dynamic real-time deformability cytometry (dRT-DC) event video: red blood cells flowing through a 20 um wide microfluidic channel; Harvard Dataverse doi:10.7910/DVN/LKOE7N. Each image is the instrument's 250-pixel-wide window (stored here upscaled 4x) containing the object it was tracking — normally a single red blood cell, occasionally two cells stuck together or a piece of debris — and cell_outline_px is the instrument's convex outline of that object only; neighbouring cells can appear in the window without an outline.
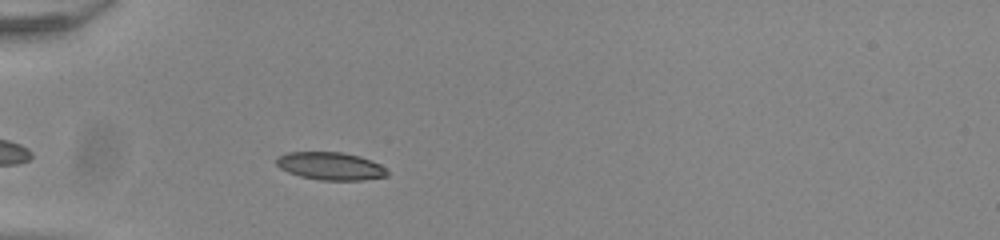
{"species": "common noctule bat (a hibernating species)", "species_latin": "Nyctalus noctula", "temperature_condition": "room temperature", "stored_images_in_passage": 41, "camera_frame_rate_fps": 3000, "um_per_image_px": 0.085, "animal": {"sex": "male", "body_mass_g": 20.0, "forearm_length_mm": 53.3}, "frame": {"image": 1, "passage_image": 5, "time_ms": 1.333, "image_size_px": [1000, 240], "cell_outline_px": [[388, 176], [364, 180], [320, 180], [300, 176], [288, 172], [280, 168], [276, 164], [276, 156], [288, 152], [340, 152], [360, 156], [380, 164], [388, 172]], "centroid_in_image_um": [28.07, 14.11], "position_along_channel_um": 56.9, "area_um2": 17.98}}
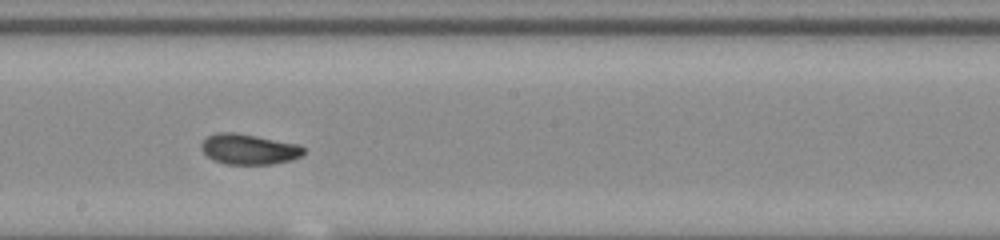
{"frame": {"image": 2, "passage_image": 19, "time_ms": 6.0, "image_size_px": [1000, 240], "cell_outline_px": [[304, 152], [300, 156], [292, 160], [272, 164], [224, 164], [212, 160], [200, 148], [200, 144], [208, 136], [216, 132], [236, 132], [300, 144], [304, 148]], "centroid_in_image_um": [21.14, 12.68], "position_along_channel_um": 227.1, "area_um2": 18.32}}
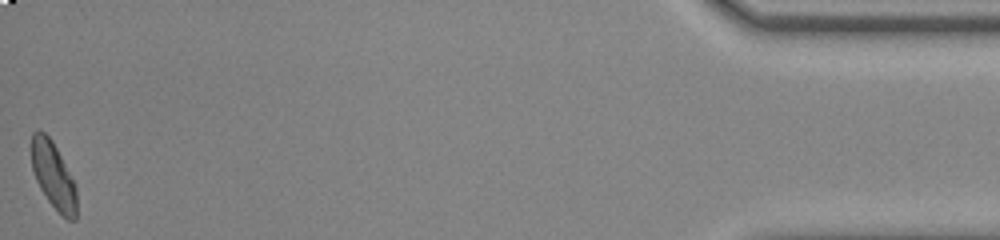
{"frame": {"image": 3, "passage_image": 41, "time_ms": 13.333, "image_size_px": [1000, 240], "cell_outline_px": [[76, 220], [68, 220], [48, 200], [40, 188], [36, 180], [32, 168], [32, 132], [44, 132], [52, 140], [76, 184]], "centroid_in_image_um": [4.55, 14.92], "position_along_channel_um": 430.7, "area_um2": 17.22}, "authors_computed_cell_mechanics": {"area_um2": 17.918, "velocity_mm_per_s": 3.9202, "shape_relaxation_time_tau1_ms": 3.8263, "shape_relaxation_time_tau2_ms": 1.3212, "deformation_change_tau1": 0.1016, "deformation_change_tau2": 0.0521}}